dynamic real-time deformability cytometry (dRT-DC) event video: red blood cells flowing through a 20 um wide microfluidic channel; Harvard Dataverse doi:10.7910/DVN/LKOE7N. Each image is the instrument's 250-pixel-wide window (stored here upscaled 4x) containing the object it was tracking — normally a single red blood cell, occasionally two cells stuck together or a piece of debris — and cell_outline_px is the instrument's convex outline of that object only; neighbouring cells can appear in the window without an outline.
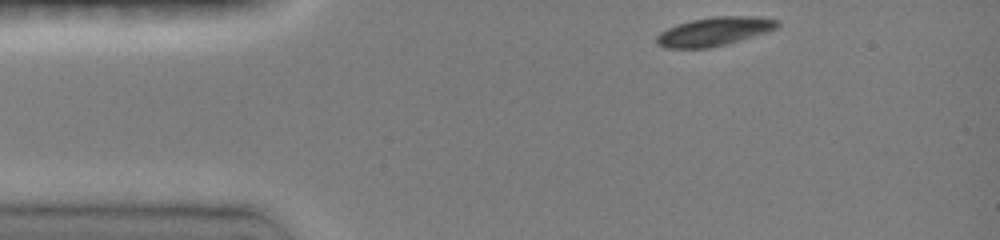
{"species": "common noctule bat (a hibernating species)", "species_latin": "Nyctalus noctula", "temperature_condition": "room temperature", "stored_images_in_passage": 36, "camera_frame_rate_fps": 3000, "um_per_image_px": 0.085, "animal": {"sex": "female", "body_mass_g": 19.0, "forearm_length_mm": 51.5}, "frame": {"image": 1, "passage_image": 1, "time_ms": 0.0, "image_size_px": [1000, 240], "cell_outline_px": [[780, 24], [776, 28], [768, 32], [728, 44], [708, 48], [664, 48], [656, 44], [656, 36], [660, 32], [676, 24], [692, 20], [712, 16], [756, 16], [780, 20]], "centroid_in_image_um": [60.72, 2.67], "position_along_channel_um": 24.3, "area_um2": 20.46}}
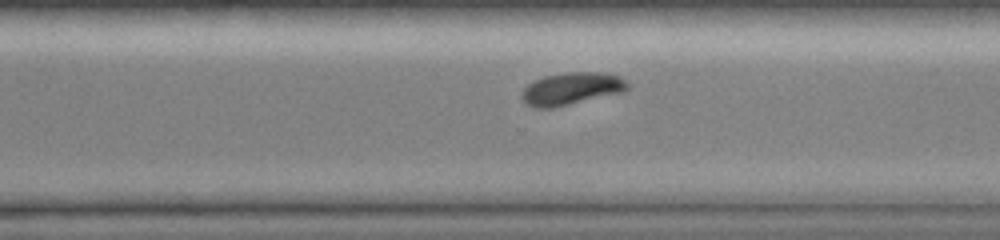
{"frame": {"image": 2, "passage_image": 27, "time_ms": 8.667, "image_size_px": [1000, 240], "cell_outline_px": [[632, 84], [624, 92], [552, 108], [536, 108], [524, 104], [520, 96], [524, 88], [528, 84], [544, 76], [568, 72], [600, 72], [620, 76]], "centroid_in_image_um": [48.59, 7.54], "position_along_channel_um": 322.0, "area_um2": 20.17}}
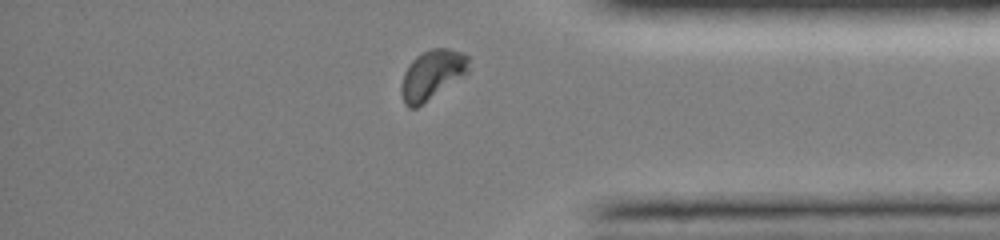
{"frame": {"image": 3, "passage_image": 33, "time_ms": 10.667, "image_size_px": [1000, 240], "cell_outline_px": [[472, 60], [468, 72], [416, 108], [408, 108], [404, 104], [400, 92], [400, 84], [404, 72], [408, 64], [416, 56], [432, 48], [448, 48], [460, 52], [468, 56]], "centroid_in_image_um": [36.71, 6.34], "position_along_channel_um": 398.5, "area_um2": 19.48}, "authors_computed_cell_mechanics": {"area_um2": 20.7502, "velocity_mm_per_s": 4.0729, "shape_relaxation_time_tau1_ms": 2.6565, "shape_relaxation_time_tau2_ms": null, "deformation_change_tau1": 0.1418, "deformation_change_tau2": null}}